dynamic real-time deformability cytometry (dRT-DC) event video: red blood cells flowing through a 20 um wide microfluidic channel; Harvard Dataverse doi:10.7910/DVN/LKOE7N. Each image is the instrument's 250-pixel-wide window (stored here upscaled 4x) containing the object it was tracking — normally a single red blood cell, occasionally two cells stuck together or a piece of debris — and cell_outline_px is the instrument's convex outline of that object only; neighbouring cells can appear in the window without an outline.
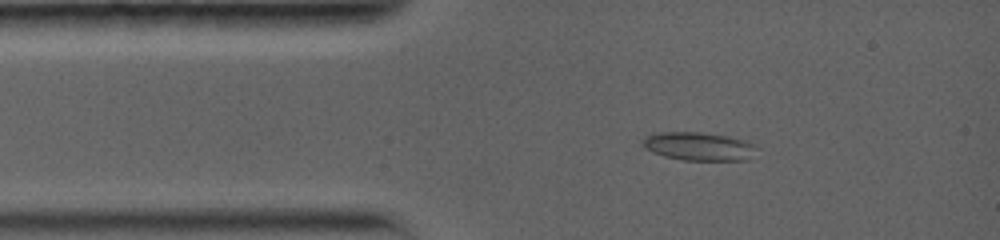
{"species": "common noctule bat (a hibernating species)", "species_latin": "Nyctalus noctula", "temperature_condition": "warm", "stored_images_in_passage": 30, "camera_frame_rate_fps": 5000, "um_per_image_px": 0.085, "animal": {"sex": "female", "body_mass_g": 19.0, "forearm_length_mm": 56.7}, "frame": {"image": 1, "passage_image": 3, "time_ms": 1.4, "image_size_px": [1000, 240], "cell_outline_px": [[760, 148], [744, 160], [680, 160], [664, 156], [652, 152], [644, 148], [644, 136], [652, 132], [700, 132], [728, 136], [744, 140], [756, 144]], "centroid_in_image_um": [59.38, 12.43], "position_along_channel_um": 25.6, "area_um2": 18.96}}
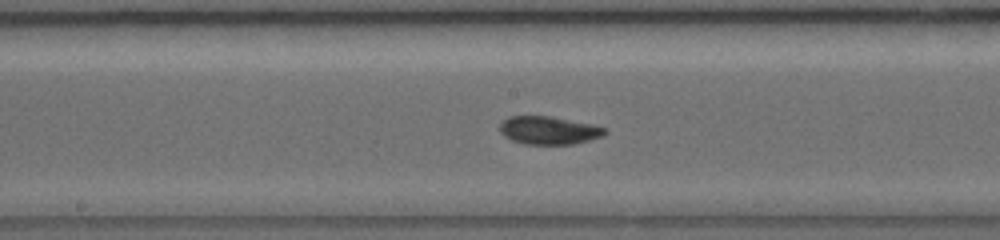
{"frame": {"image": 2, "passage_image": 14, "time_ms": 6.6, "image_size_px": [1000, 240], "cell_outline_px": [[608, 132], [604, 136], [572, 144], [524, 144], [512, 140], [504, 136], [500, 132], [500, 124], [508, 116], [548, 116], [592, 124], [608, 128]], "centroid_in_image_um": [46.67, 11.08], "position_along_channel_um": 201.5, "area_um2": 17.17}}
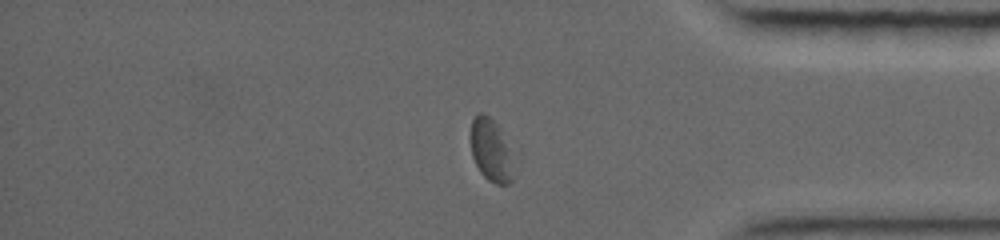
{"frame": {"image": 3, "passage_image": 27, "time_ms": 12.0, "image_size_px": [1000, 240], "cell_outline_px": [[520, 152], [512, 180], [508, 184], [496, 184], [488, 180], [480, 172], [472, 156], [472, 120], [480, 112], [484, 112], [520, 148]], "centroid_in_image_um": [41.94, 12.8], "position_along_channel_um": 393.3, "area_um2": 17.22}, "authors_computed_cell_mechanics": {"area_um2": 17.2244, "velocity_mm_per_s": 3.8228, "shape_relaxation_time_tau1_ms": null, "shape_relaxation_time_tau2_ms": 2.014, "deformation_change_tau1": null, "deformation_change_tau2": 0.0568}}